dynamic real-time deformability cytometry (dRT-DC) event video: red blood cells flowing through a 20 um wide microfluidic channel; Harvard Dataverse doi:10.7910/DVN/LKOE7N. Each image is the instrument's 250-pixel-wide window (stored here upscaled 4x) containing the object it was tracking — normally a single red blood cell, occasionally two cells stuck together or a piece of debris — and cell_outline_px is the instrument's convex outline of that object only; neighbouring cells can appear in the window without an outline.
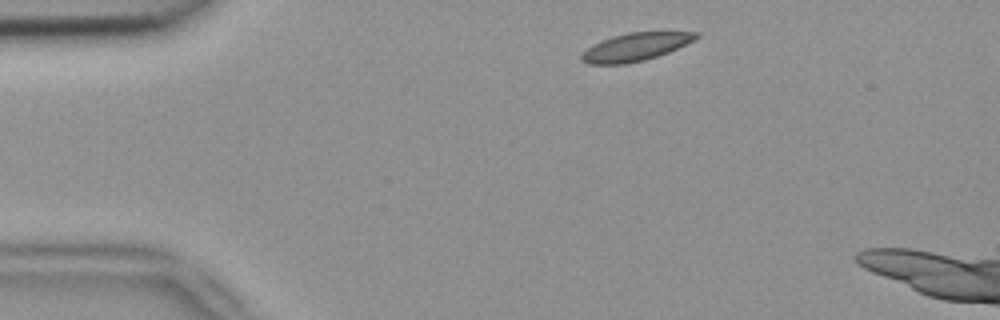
{"species": "common noctule bat (a hibernating species)", "species_latin": "Nyctalus noctula", "temperature_condition": "room temperature", "stored_images_in_passage": 3, "camera_frame_rate_fps": 3000, "um_per_image_px": 0.085, "animal": {"sex": "female", "body_mass_g": 18.4}, "frame": {"image": 1, "passage_image": 1, "time_ms": 0.0, "image_size_px": [1000, 320], "cell_outline_px": [[700, 36], [696, 40], [668, 52], [644, 60], [624, 64], [588, 64], [580, 60], [580, 56], [592, 44], [600, 40], [612, 36], [628, 32], [700, 32]], "centroid_in_image_um": [54.01, 3.98], "position_along_channel_um": 31.0, "area_um2": 18.67}}